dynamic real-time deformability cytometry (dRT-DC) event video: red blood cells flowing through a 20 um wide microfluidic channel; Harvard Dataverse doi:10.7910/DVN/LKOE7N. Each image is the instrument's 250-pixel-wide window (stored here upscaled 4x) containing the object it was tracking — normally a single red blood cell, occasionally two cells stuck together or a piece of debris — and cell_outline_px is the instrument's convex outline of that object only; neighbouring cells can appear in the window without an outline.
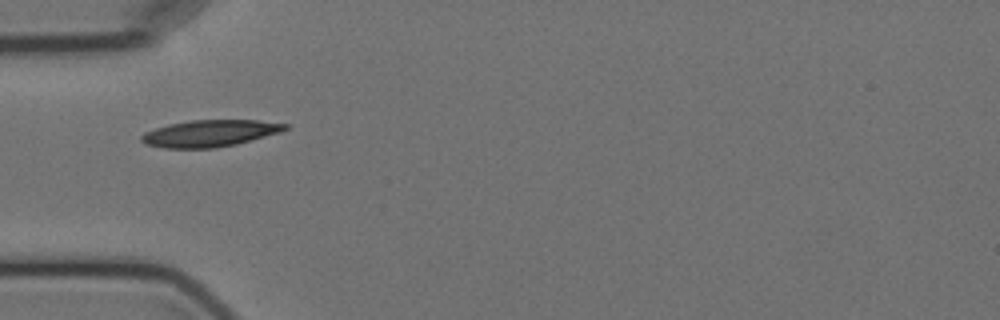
{"species": "Egyptian fruit bat (a non-hibernating species)", "species_latin": "Rousettus aegyptiacus", "temperature_condition": "cold", "stored_images_in_passage": 10, "camera_frame_rate_fps": 3000, "um_per_image_px": 0.085, "animal": {"sex": "female"}, "frame": {"image": 1, "passage_image": 1, "time_ms": 0.0, "image_size_px": [1000, 320], "cell_outline_px": [[288, 128], [280, 132], [236, 144], [216, 148], [164, 148], [144, 144], [140, 140], [140, 136], [144, 132], [168, 124], [192, 120], [256, 120], [288, 124]], "centroid_in_image_um": [17.79, 11.33], "position_along_channel_um": 67.2, "area_um2": 22.37}}
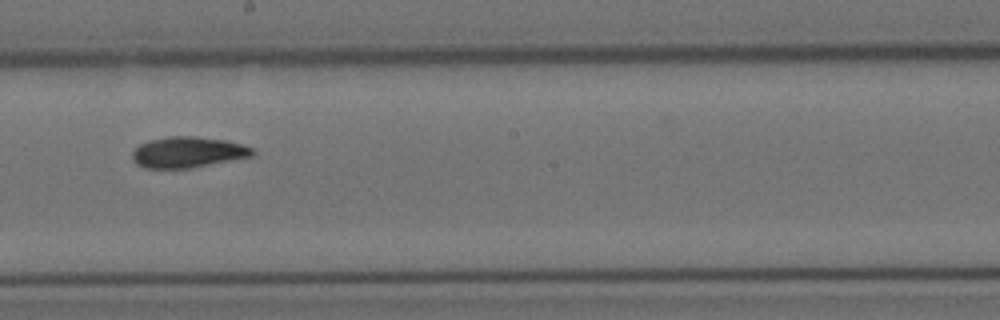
{"frame": {"image": 2, "passage_image": 5, "time_ms": 4.667, "image_size_px": [1000, 320], "cell_outline_px": [[256, 152], [252, 156], [192, 168], [144, 168], [136, 164], [132, 160], [132, 152], [140, 144], [152, 140], [168, 136], [196, 136], [224, 140], [240, 144], [252, 148]], "centroid_in_image_um": [15.95, 12.94], "position_along_channel_um": 232.3, "area_um2": 21.56}}
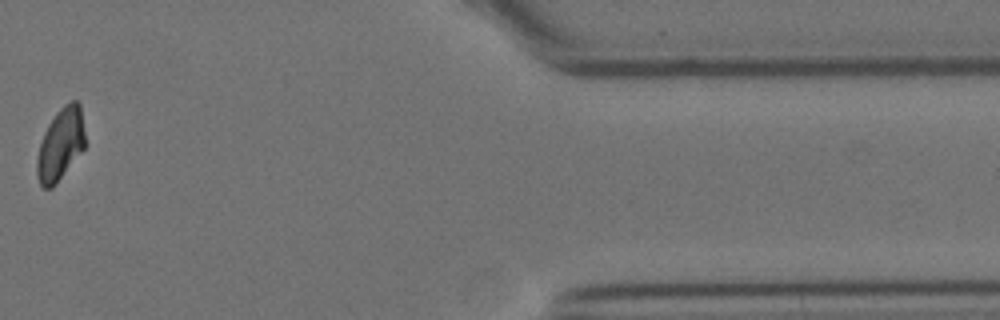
{"frame": {"image": 3, "passage_image": 9, "time_ms": 11.0, "image_size_px": [1000, 320], "cell_outline_px": [[84, 148], [52, 188], [44, 188], [40, 184], [36, 176], [36, 160], [40, 144], [44, 132], [48, 124], [56, 112], [64, 104], [72, 100], [76, 100], [80, 104], [84, 132]], "centroid_in_image_um": [5.12, 12.26], "position_along_channel_um": 406.3, "area_um2": 20.0}}